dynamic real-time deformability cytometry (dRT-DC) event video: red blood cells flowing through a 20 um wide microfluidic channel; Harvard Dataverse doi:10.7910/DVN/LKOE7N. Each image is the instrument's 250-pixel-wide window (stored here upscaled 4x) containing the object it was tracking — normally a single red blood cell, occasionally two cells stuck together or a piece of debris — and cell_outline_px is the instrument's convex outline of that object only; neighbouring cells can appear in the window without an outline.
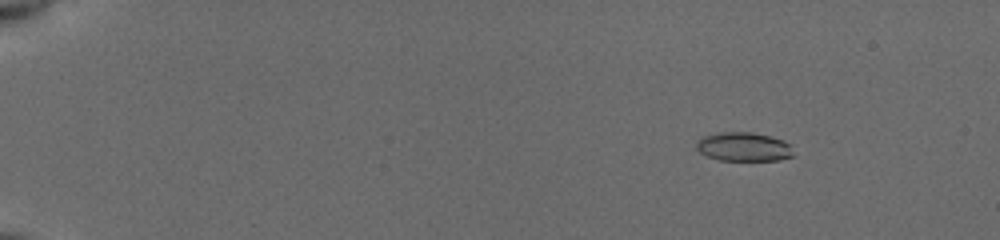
{"species": "common noctule bat (a hibernating species)", "species_latin": "Nyctalus noctula", "temperature_condition": "cold", "stored_images_in_passage": 56, "camera_frame_rate_fps": 3000, "um_per_image_px": 0.085, "animal": {"sex": "female", "body_mass_g": 19.5, "forearm_length_mm": 54.1}, "frame": {"image": 1, "passage_image": 9, "time_ms": 2.667, "image_size_px": [1000, 240], "cell_outline_px": [[792, 156], [780, 160], [720, 160], [708, 156], [700, 152], [696, 148], [696, 140], [704, 136], [720, 132], [752, 132], [784, 140], [792, 144]], "centroid_in_image_um": [63.22, 12.47], "position_along_channel_um": 21.8, "area_um2": 16.36}}
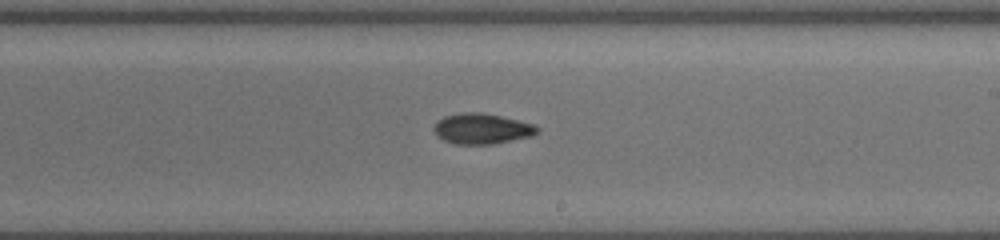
{"frame": {"image": 2, "passage_image": 36, "time_ms": 11.667, "image_size_px": [1000, 240], "cell_outline_px": [[540, 128], [532, 136], [492, 144], [456, 144], [444, 140], [436, 136], [432, 128], [436, 120], [444, 116], [460, 112], [484, 112], [532, 124]], "centroid_in_image_um": [40.88, 10.93], "position_along_channel_um": 248.1, "area_um2": 18.44}}
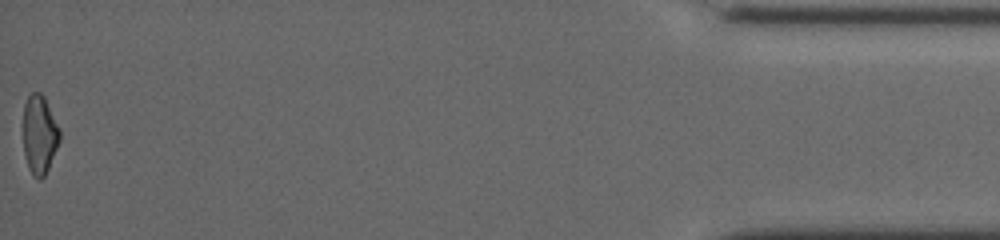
{"frame": {"image": 3, "passage_image": 56, "time_ms": 18.333, "image_size_px": [1000, 240], "cell_outline_px": [[60, 140], [48, 168], [44, 176], [40, 180], [28, 168], [24, 152], [24, 104], [28, 96], [32, 92], [40, 92], [44, 96], [60, 128]], "centroid_in_image_um": [3.37, 11.4], "position_along_channel_um": 431.8, "area_um2": 16.59}, "authors_computed_cell_mechanics": {"area_um2": 17.5134, "velocity_mm_per_s": 3.9527, "shape_relaxation_time_tau1_ms": 5.3429, "shape_relaxation_time_tau2_ms": 4.7732, "deformation_change_tau1": 0.1428, "deformation_change_tau2": 0.1011}}